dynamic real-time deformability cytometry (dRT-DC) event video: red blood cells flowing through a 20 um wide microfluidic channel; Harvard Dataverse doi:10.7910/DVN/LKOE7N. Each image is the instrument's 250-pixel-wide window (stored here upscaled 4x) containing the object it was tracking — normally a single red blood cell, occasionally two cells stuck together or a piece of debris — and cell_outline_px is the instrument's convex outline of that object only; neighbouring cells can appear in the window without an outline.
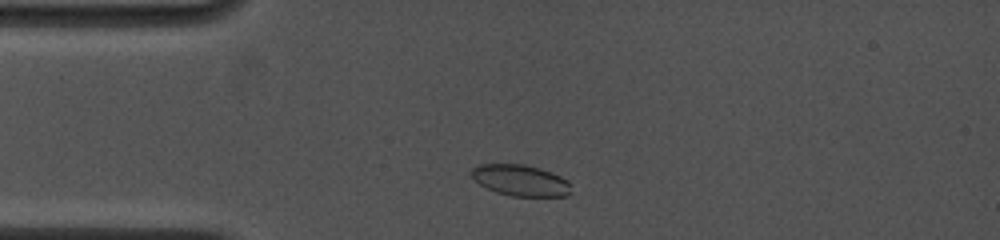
{"species": "common noctule bat (a hibernating species)", "species_latin": "Nyctalus noctula", "temperature_condition": "cold", "stored_images_in_passage": 6, "camera_frame_rate_fps": 4500, "um_per_image_px": 0.085, "animal": {"sex": "female", "body_mass_g": 19.0, "forearm_length_mm": 53.3}, "frame": {"image": 1, "passage_image": 2, "time_ms": 0.667, "image_size_px": [1000, 240], "cell_outline_px": [[572, 192], [568, 196], [512, 196], [496, 192], [480, 184], [472, 176], [472, 168], [480, 164], [524, 164], [540, 168], [560, 176], [568, 180]], "centroid_in_image_um": [44.28, 15.33], "position_along_channel_um": 40.7, "area_um2": 18.03}}
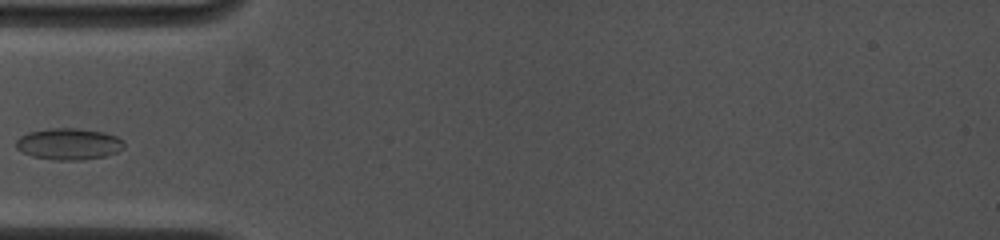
{"frame": {"image": 2, "passage_image": 4, "time_ms": 2.222, "image_size_px": [1000, 240], "cell_outline_px": [[124, 148], [116, 152], [104, 156], [80, 160], [56, 160], [32, 156], [16, 148], [16, 140], [20, 136], [28, 132], [48, 128], [76, 128], [104, 132], [116, 136], [124, 140]], "centroid_in_image_um": [5.85, 12.23], "position_along_channel_um": 79.2, "area_um2": 19.83}}
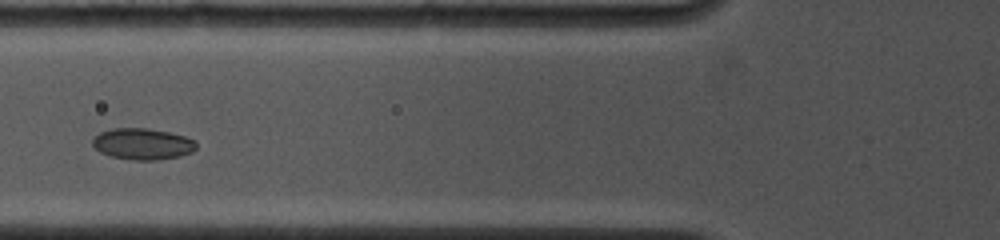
{"frame": {"image": 3, "passage_image": 5, "time_ms": 3.111, "image_size_px": [1000, 240], "cell_outline_px": [[196, 148], [192, 152], [180, 156], [156, 160], [132, 160], [108, 156], [100, 152], [92, 144], [92, 140], [100, 132], [112, 128], [148, 128], [168, 132], [184, 136], [196, 140]], "centroid_in_image_um": [12.12, 12.24], "position_along_channel_um": 113.7, "area_um2": 19.02}}